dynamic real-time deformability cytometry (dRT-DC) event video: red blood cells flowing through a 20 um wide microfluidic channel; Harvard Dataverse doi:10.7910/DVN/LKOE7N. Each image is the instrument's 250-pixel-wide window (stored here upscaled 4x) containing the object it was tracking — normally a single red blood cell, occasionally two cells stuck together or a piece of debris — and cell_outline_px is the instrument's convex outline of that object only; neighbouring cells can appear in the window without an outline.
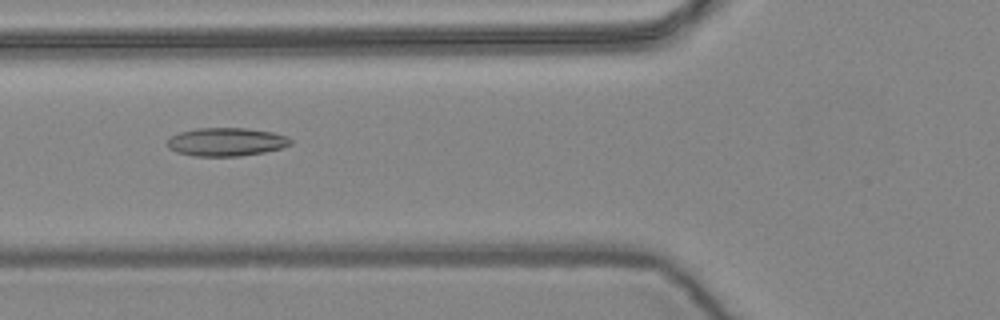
{"species": "common noctule bat (a hibernating species)", "species_latin": "Nyctalus noctula", "temperature_condition": "warm", "stored_images_in_passage": 42, "camera_frame_rate_fps": 3000, "um_per_image_px": 0.085, "animal": {"sex": "female", "body_mass_g": 24.6, "forearm_length_mm": 56.2}, "frame": {"image": 1, "passage_image": 6, "time_ms": 1.667, "image_size_px": [1000, 320], "cell_outline_px": [[292, 144], [280, 148], [264, 152], [240, 156], [192, 156], [176, 152], [168, 148], [168, 140], [172, 136], [180, 132], [196, 128], [248, 128], [272, 132], [288, 136], [292, 140]], "centroid_in_image_um": [19.24, 12.06], "position_along_channel_um": 106.6, "area_um2": 20.4}}
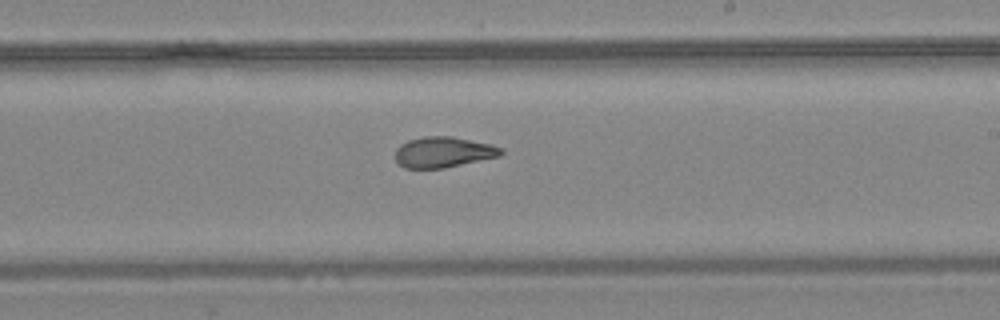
{"frame": {"image": 2, "passage_image": 18, "time_ms": 5.667, "image_size_px": [1000, 320], "cell_outline_px": [[504, 152], [500, 156], [444, 168], [404, 168], [396, 160], [396, 148], [400, 144], [408, 140], [424, 136], [452, 136], [492, 144], [500, 148]], "centroid_in_image_um": [37.68, 12.92], "position_along_channel_um": 251.3, "area_um2": 18.9}}
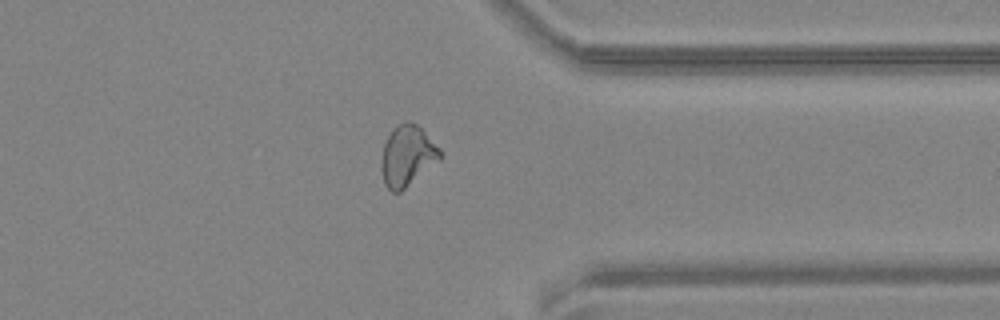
{"frame": {"image": 3, "passage_image": 29, "time_ms": 9.333, "image_size_px": [1000, 320], "cell_outline_px": [[444, 156], [440, 160], [400, 192], [392, 192], [384, 184], [384, 144], [392, 128], [408, 120], [416, 124], [444, 152]], "centroid_in_image_um": [34.69, 13.23], "position_along_channel_um": 376.7, "area_um2": 20.23}}